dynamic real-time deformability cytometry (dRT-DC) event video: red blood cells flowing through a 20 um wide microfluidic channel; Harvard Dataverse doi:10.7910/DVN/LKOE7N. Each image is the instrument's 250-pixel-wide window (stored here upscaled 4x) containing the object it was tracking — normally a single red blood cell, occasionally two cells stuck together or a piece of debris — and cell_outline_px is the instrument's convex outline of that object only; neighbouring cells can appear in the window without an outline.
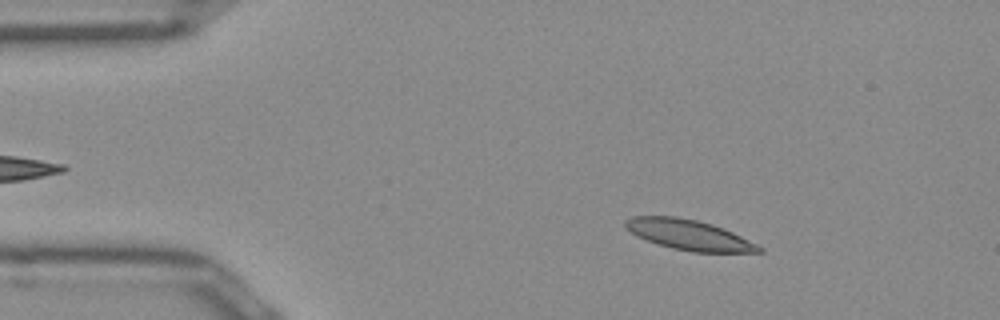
{"species": "Egyptian fruit bat (a non-hibernating species)", "species_latin": "Rousettus aegyptiacus", "temperature_condition": "room temperature", "stored_images_in_passage": 50, "camera_frame_rate_fps": 3000, "um_per_image_px": 0.085, "frame": {"image": 1, "passage_image": 7, "time_ms": 2.0, "image_size_px": [1000, 320], "cell_outline_px": [[764, 252], [692, 252], [672, 248], [636, 236], [624, 224], [624, 220], [632, 216], [676, 216], [696, 220], [712, 224], [724, 228], [764, 248]], "centroid_in_image_um": [58.57, 19.96], "position_along_channel_um": 26.4, "area_um2": 23.29}}
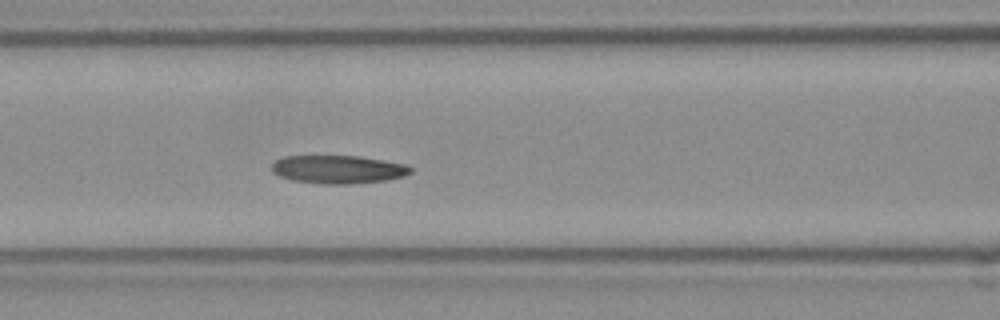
{"frame": {"image": 2, "passage_image": 20, "time_ms": 6.333, "image_size_px": [1000, 320], "cell_outline_px": [[412, 172], [404, 176], [388, 180], [352, 184], [316, 184], [292, 180], [280, 176], [272, 172], [272, 164], [276, 160], [284, 156], [360, 156], [404, 164], [412, 168]], "centroid_in_image_um": [28.73, 14.41], "position_along_channel_um": 137.9, "area_um2": 22.95}}
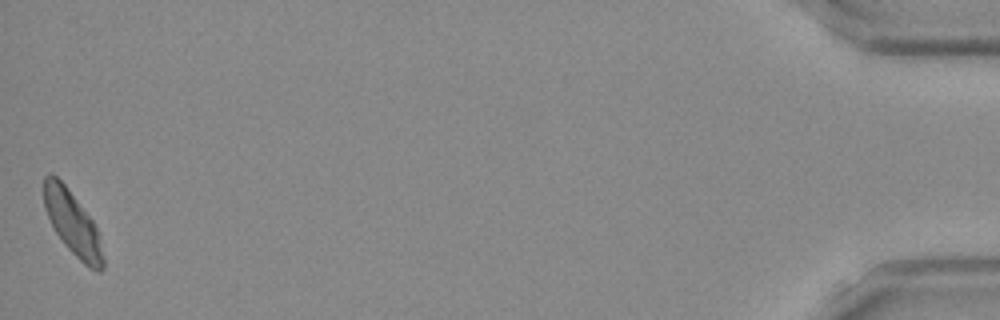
{"frame": {"image": 3, "passage_image": 50, "time_ms": 16.333, "image_size_px": [1000, 320], "cell_outline_px": [[104, 268], [100, 272], [96, 272], [88, 268], [64, 244], [56, 232], [44, 208], [44, 176], [52, 172], [64, 184], [92, 220], [100, 236], [104, 260]], "centroid_in_image_um": [6.18, 19.01], "position_along_channel_um": 429.0, "area_um2": 21.79}, "authors_computed_cell_mechanics": {"area_um2": 22.9466, "velocity_mm_per_s": 3.9152, "shape_relaxation_time_tau1_ms": 7.3547, "shape_relaxation_time_tau2_ms": 3.9814, "deformation_change_tau1": 0.1546, "deformation_change_tau2": 0.105}}